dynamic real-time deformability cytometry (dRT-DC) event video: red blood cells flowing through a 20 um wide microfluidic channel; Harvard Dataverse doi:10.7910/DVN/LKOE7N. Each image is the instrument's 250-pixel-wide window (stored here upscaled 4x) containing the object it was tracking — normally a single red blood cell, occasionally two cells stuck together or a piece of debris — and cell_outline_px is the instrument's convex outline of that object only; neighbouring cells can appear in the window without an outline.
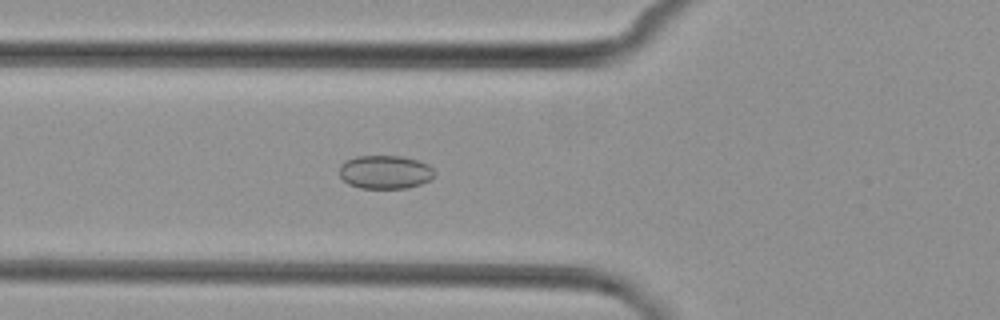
{"species": "common noctule bat (a hibernating species)", "species_latin": "Nyctalus noctula", "temperature_condition": "cold", "stored_images_in_passage": 6, "camera_frame_rate_fps": 3000, "um_per_image_px": 0.085, "animal": {"sex": "female", "body_mass_g": 29.2, "forearm_length_mm": 56.3}, "frame": {"image": 1, "passage_image": 6, "time_ms": 5.667, "image_size_px": [1000, 320], "cell_outline_px": [[436, 172], [428, 180], [420, 184], [408, 188], [360, 188], [348, 184], [340, 176], [340, 164], [344, 160], [356, 156], [400, 156], [416, 160], [428, 164]], "centroid_in_image_um": [32.7, 14.62], "position_along_channel_um": 93.1, "area_um2": 18.55}}